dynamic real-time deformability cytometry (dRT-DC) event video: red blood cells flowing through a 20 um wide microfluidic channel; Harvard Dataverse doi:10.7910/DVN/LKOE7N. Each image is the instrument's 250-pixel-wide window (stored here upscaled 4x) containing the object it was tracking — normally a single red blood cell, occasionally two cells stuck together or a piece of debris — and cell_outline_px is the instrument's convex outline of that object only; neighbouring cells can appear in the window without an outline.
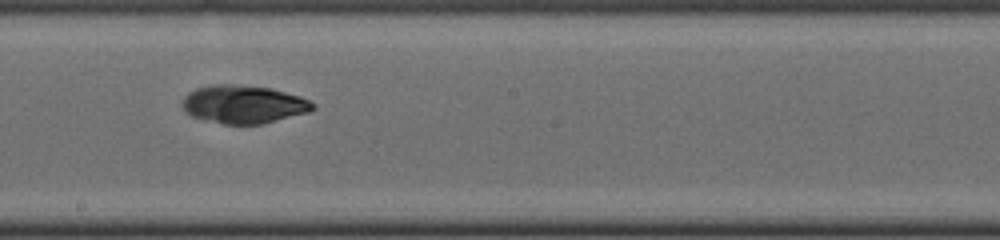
{"species": "common noctule bat (a hibernating species)", "species_latin": "Nyctalus noctula", "temperature_condition": "cold", "stored_images_in_passage": 48, "camera_frame_rate_fps": 3000, "um_per_image_px": 0.085, "animal": {"sex": "male", "body_mass_g": 19.0, "forearm_length_mm": 50.8}, "frame": {"image": 1, "passage_image": 25, "time_ms": 8.0, "image_size_px": [1000, 240], "cell_outline_px": [[316, 108], [308, 112], [264, 124], [224, 124], [192, 116], [184, 112], [180, 104], [184, 96], [188, 92], [196, 88], [212, 84], [232, 84], [268, 88], [300, 96], [316, 104]], "centroid_in_image_um": [20.67, 8.87], "position_along_channel_um": 227.5, "area_um2": 29.07}}
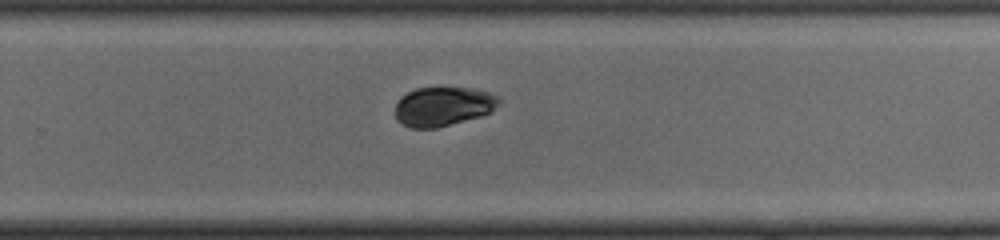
{"frame": {"image": 2, "passage_image": 30, "time_ms": 9.667, "image_size_px": [1000, 240], "cell_outline_px": [[500, 104], [488, 112], [480, 116], [436, 128], [408, 128], [400, 124], [396, 120], [396, 104], [400, 96], [416, 88], [472, 88], [488, 92], [496, 96], [500, 100]], "centroid_in_image_um": [37.61, 9.05], "position_along_channel_um": 292.2, "area_um2": 23.64}}
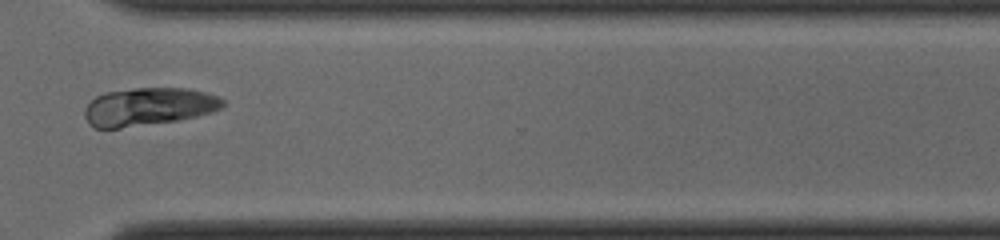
{"frame": {"image": 3, "passage_image": 35, "time_ms": 11.333, "image_size_px": [1000, 240], "cell_outline_px": [[224, 108], [212, 112], [196, 116], [176, 120], [120, 128], [92, 128], [88, 124], [84, 116], [84, 108], [96, 96], [104, 92], [136, 88], [188, 88], [220, 96], [224, 100]], "centroid_in_image_um": [12.62, 9.06], "position_along_channel_um": 358.0, "area_um2": 30.69}}